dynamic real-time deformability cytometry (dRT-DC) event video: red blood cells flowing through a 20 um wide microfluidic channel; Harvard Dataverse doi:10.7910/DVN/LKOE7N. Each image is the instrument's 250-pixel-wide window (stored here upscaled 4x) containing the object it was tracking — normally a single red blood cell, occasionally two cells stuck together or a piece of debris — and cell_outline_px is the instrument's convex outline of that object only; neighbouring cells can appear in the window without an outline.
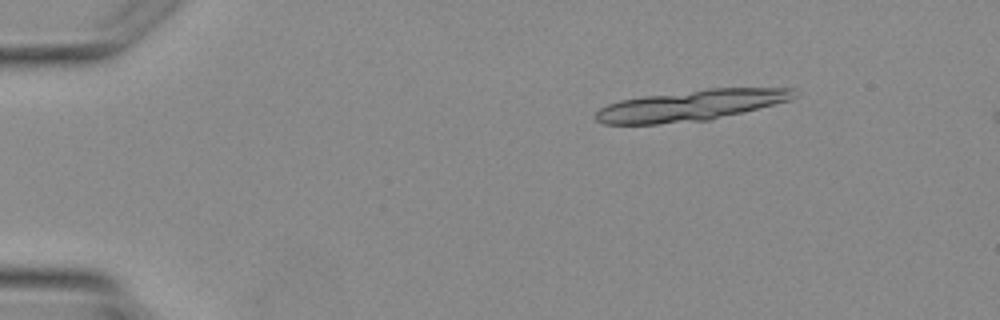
{"species": "Egyptian fruit bat (a non-hibernating species)", "species_latin": "Rousettus aegyptiacus", "temperature_condition": "warm", "stored_images_in_passage": 5, "camera_frame_rate_fps": 3000, "um_per_image_px": 0.085, "animal": {"sex": "female"}, "frame": {"image": 1, "passage_image": 5, "time_ms": 5.667, "image_size_px": [1000, 320], "cell_outline_px": [[800, 92], [792, 100], [708, 120], [656, 124], [604, 124], [596, 120], [596, 112], [600, 108], [608, 104], [620, 100], [644, 96], [708, 88], [796, 88]], "centroid_in_image_um": [58.77, 8.95], "position_along_channel_um": 26.2, "area_um2": 35.55}}